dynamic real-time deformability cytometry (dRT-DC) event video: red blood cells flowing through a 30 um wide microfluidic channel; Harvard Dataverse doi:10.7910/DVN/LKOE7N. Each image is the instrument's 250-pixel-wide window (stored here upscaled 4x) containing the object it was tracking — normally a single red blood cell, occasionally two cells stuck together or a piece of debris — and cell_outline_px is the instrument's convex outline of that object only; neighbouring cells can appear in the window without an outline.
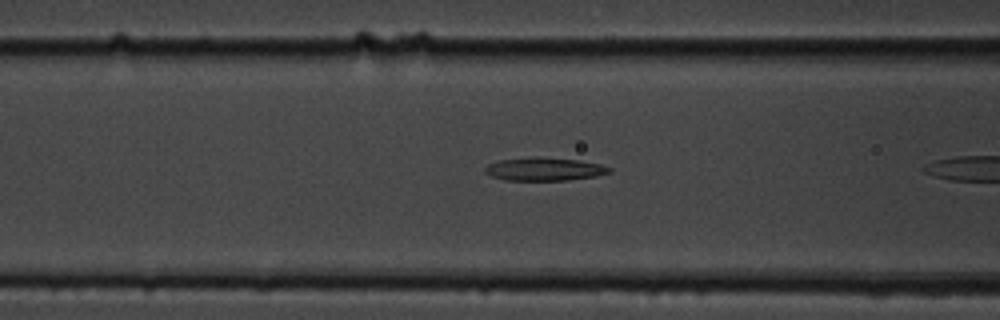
{"species": "common noctule bat (a hibernating species)", "species_latin": "Nyctalus noctula", "temperature_condition": "cold", "stored_images_in_passage": 38, "camera_frame_rate_fps": 3000, "um_per_image_px": 0.085, "animal": {"sex": "male", "body_mass_g": 19.5, "forearm_length_mm": 54.6}, "frame": {"image": 1, "passage_image": 16, "time_ms": 5.0, "image_size_px": [1000, 320], "cell_outline_px": [[612, 172], [596, 176], [568, 180], [504, 180], [492, 176], [484, 172], [484, 168], [488, 164], [500, 160], [532, 156], [536, 156], [580, 160], [600, 164], [612, 168]], "centroid_in_image_um": [46.28, 14.36], "position_along_channel_um": 120.3, "area_um2": 16.94}}
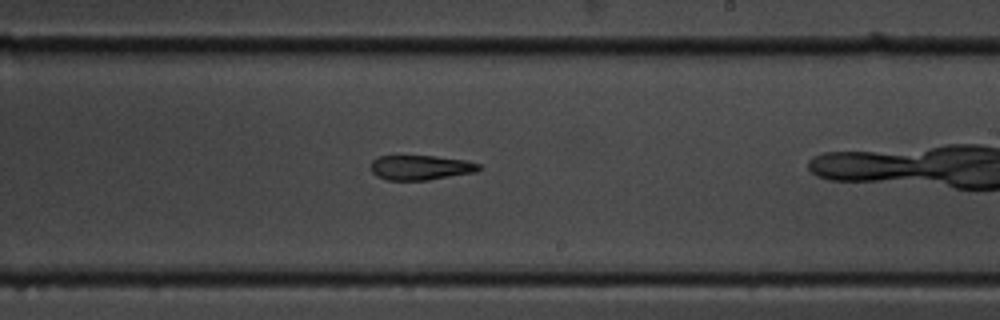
{"frame": {"image": 2, "passage_image": 27, "time_ms": 8.667, "image_size_px": [1000, 320], "cell_outline_px": [[480, 168], [476, 172], [428, 180], [388, 180], [376, 176], [372, 172], [368, 164], [376, 156], [436, 156], [464, 160], [480, 164]], "centroid_in_image_um": [35.69, 14.24], "position_along_channel_um": 253.3, "area_um2": 15.72}}
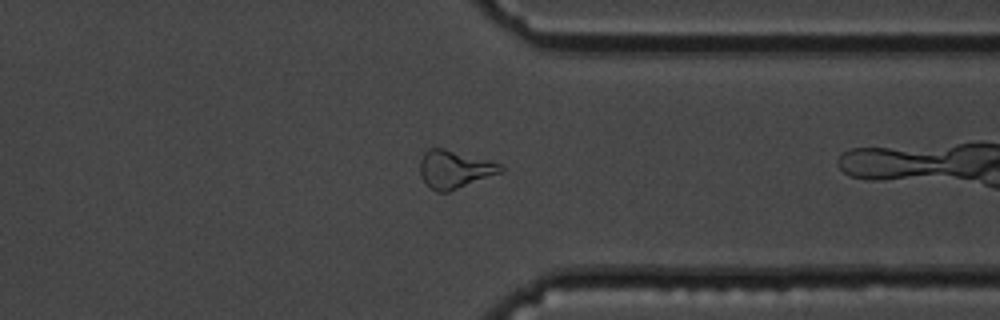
{"frame": {"image": 3, "passage_image": 37, "time_ms": 12.0, "image_size_px": [1000, 320], "cell_outline_px": [[504, 172], [448, 192], [436, 192], [420, 176], [420, 160], [424, 152], [428, 148], [440, 148], [492, 160], [500, 164], [504, 168]], "centroid_in_image_um": [38.67, 14.39], "position_along_channel_um": 372.7, "area_um2": 17.86}}